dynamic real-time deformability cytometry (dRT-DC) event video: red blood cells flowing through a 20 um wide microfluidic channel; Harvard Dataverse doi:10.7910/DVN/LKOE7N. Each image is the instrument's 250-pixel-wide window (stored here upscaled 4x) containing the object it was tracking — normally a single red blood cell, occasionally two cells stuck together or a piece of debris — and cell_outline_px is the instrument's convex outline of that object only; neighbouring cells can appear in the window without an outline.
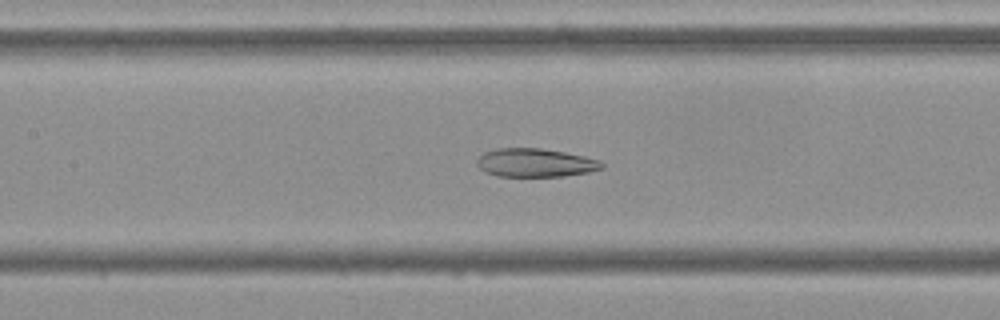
{"species": "Egyptian fruit bat (a non-hibernating species)", "species_latin": "Rousettus aegyptiacus", "temperature_condition": "cold", "stored_images_in_passage": 55, "camera_frame_rate_fps": 3000, "um_per_image_px": 0.085, "frame": {"image": 1, "passage_image": 25, "time_ms": 8.0, "image_size_px": [1000, 320], "cell_outline_px": [[604, 168], [588, 172], [564, 176], [496, 176], [484, 172], [476, 164], [476, 160], [484, 152], [496, 148], [540, 148], [564, 152], [584, 156], [596, 160], [604, 164]], "centroid_in_image_um": [45.46, 13.83], "position_along_channel_um": 161.9, "area_um2": 20.69}}
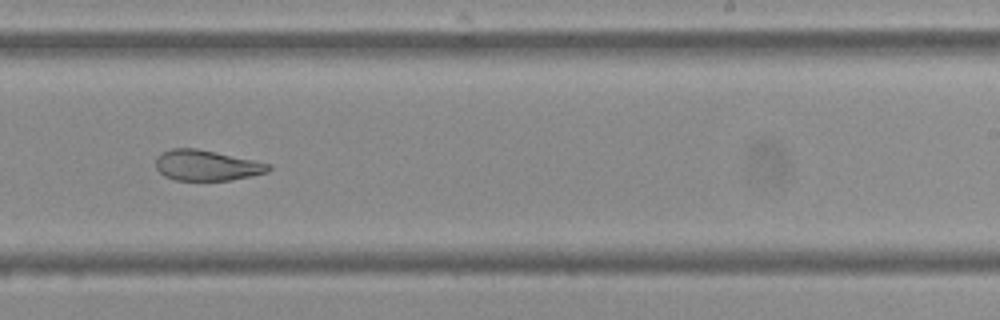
{"frame": {"image": 2, "passage_image": 34, "time_ms": 11.0, "image_size_px": [1000, 320], "cell_outline_px": [[272, 168], [268, 172], [232, 180], [176, 180], [164, 176], [156, 168], [156, 156], [160, 152], [172, 148], [196, 148], [272, 164]], "centroid_in_image_um": [17.55, 14.05], "position_along_channel_um": 271.5, "area_um2": 20.11}}
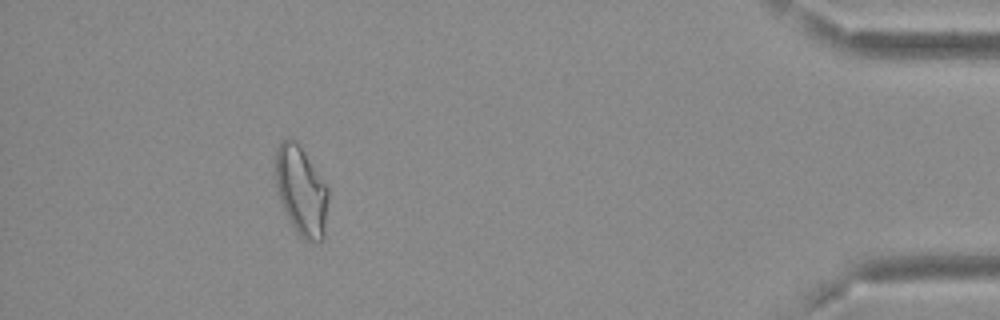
{"frame": {"image": 3, "passage_image": 50, "time_ms": 16.333, "image_size_px": [1000, 320], "cell_outline_px": [[328, 200], [324, 240], [320, 244], [304, 240], [296, 232], [280, 200], [276, 188], [276, 148], [280, 140], [288, 136], [292, 136], [296, 140], [328, 188]], "centroid_in_image_um": [25.61, 16.23], "position_along_channel_um": 409.6, "area_um2": 27.57}, "authors_computed_cell_mechanics": {"area_um2": 25.8366, "velocity_mm_per_s": 3.6612, "shape_relaxation_time_tau1_ms": null, "shape_relaxation_time_tau2_ms": 2.9782, "deformation_change_tau1": null, "deformation_change_tau2": 0.1015}}